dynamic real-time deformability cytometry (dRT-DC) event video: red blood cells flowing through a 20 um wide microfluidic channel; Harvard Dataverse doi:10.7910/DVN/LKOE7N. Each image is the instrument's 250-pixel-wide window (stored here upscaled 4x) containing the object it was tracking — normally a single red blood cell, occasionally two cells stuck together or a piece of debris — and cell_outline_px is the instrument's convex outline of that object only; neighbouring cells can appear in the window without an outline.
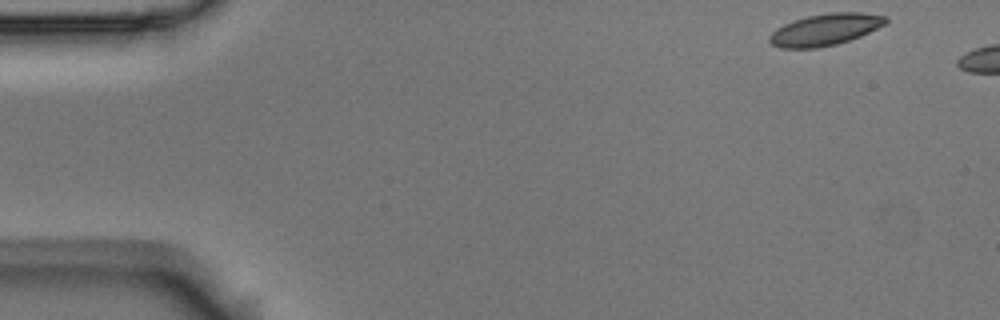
{"species": "Egyptian fruit bat (a non-hibernating species)", "species_latin": "Rousettus aegyptiacus", "temperature_condition": "room temperature", "stored_images_in_passage": 47, "camera_frame_rate_fps": 3000, "um_per_image_px": 0.085, "animal": {"sex": "male"}, "frame": {"image": 1, "passage_image": 1, "time_ms": 0.0, "image_size_px": [1000, 320], "cell_outline_px": [[888, 20], [884, 24], [860, 36], [836, 44], [816, 48], [780, 48], [772, 44], [768, 40], [768, 36], [776, 28], [792, 20], [808, 16], [832, 12], [860, 12], [888, 16]], "centroid_in_image_um": [70.11, 2.51], "position_along_channel_um": 14.9, "area_um2": 21.39}}
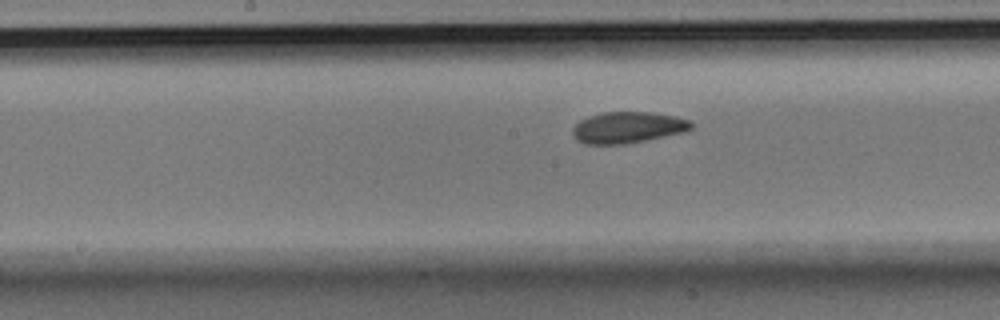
{"frame": {"image": 2, "passage_image": 25, "time_ms": 8.0, "image_size_px": [1000, 320], "cell_outline_px": [[692, 128], [684, 132], [624, 144], [584, 144], [576, 140], [572, 132], [572, 128], [580, 120], [588, 116], [604, 112], [652, 112], [676, 116], [692, 120]], "centroid_in_image_um": [53.35, 10.82], "position_along_channel_um": 194.8, "area_um2": 21.68}}
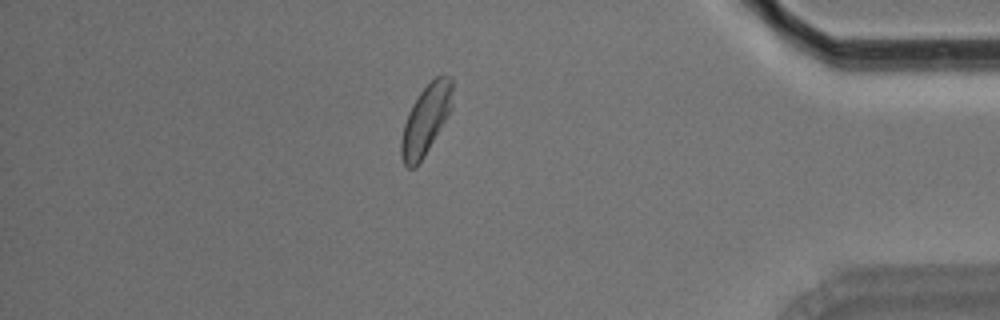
{"frame": {"image": 3, "passage_image": 45, "time_ms": 14.667, "image_size_px": [1000, 320], "cell_outline_px": [[452, 108], [424, 156], [412, 168], [408, 168], [404, 164], [400, 156], [400, 140], [404, 124], [408, 112], [412, 104], [420, 92], [440, 72], [444, 72], [452, 76]], "centroid_in_image_um": [36.2, 10.11], "position_along_channel_um": 399.0, "area_um2": 20.81}, "authors_computed_cell_mechanics": {"area_um2": 21.386, "velocity_mm_per_s": 3.5905, "shape_relaxation_time_tau1_ms": 5.6034, "shape_relaxation_time_tau2_ms": 3.284, "deformation_change_tau1": 0.1289, "deformation_change_tau2": 0.0758}}